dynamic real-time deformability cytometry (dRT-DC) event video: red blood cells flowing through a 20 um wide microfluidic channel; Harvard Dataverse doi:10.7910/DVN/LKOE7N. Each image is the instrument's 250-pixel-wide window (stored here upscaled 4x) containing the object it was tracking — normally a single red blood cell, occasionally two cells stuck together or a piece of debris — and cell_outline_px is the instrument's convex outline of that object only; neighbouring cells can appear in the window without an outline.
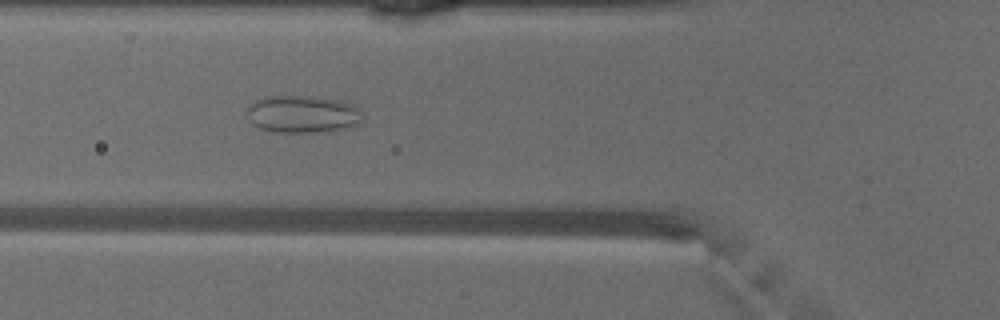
{"species": "common noctule bat (a hibernating species)", "species_latin": "Nyctalus noctula", "temperature_condition": "warm", "stored_images_in_passage": 45, "camera_frame_rate_fps": 3000, "um_per_image_px": 0.085, "animal": {"sex": "male", "body_mass_g": 18.8}, "frame": {"image": 1, "passage_image": 17, "time_ms": 5.333, "image_size_px": [1000, 320], "cell_outline_px": [[364, 120], [360, 124], [344, 128], [316, 132], [272, 132], [260, 128], [252, 124], [248, 116], [248, 108], [256, 100], [264, 96], [312, 96], [336, 100], [352, 104], [360, 108], [364, 116]], "centroid_in_image_um": [25.76, 9.7], "position_along_channel_um": 100.0, "area_um2": 25.26}}
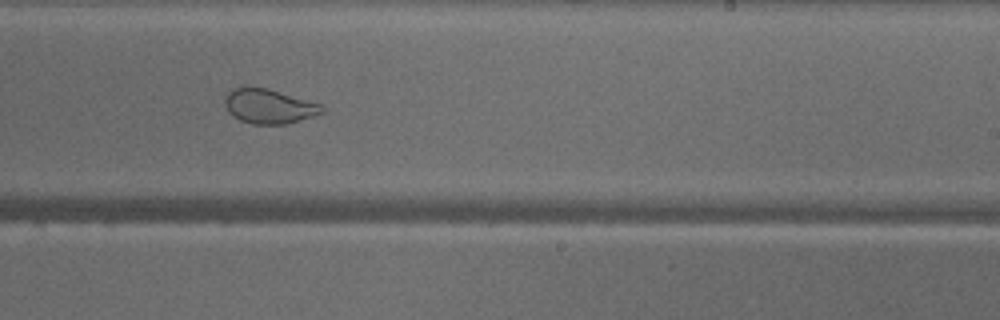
{"frame": {"image": 2, "passage_image": 29, "time_ms": 9.333, "image_size_px": [1000, 320], "cell_outline_px": [[324, 112], [312, 116], [284, 124], [252, 124], [240, 120], [232, 116], [228, 112], [224, 104], [224, 100], [228, 92], [232, 88], [244, 84], [248, 84], [268, 88], [320, 104], [324, 108]], "centroid_in_image_um": [22.77, 8.99], "position_along_channel_um": 266.2, "area_um2": 19.83}}
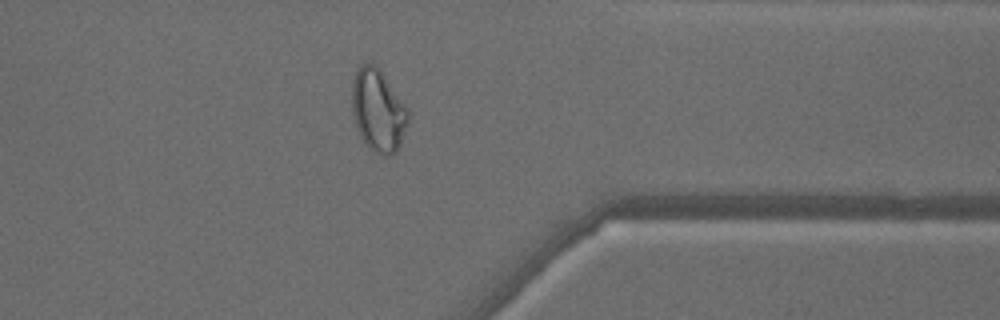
{"frame": {"image": 3, "passage_image": 38, "time_ms": 12.333, "image_size_px": [1000, 320], "cell_outline_px": [[408, 124], [400, 148], [392, 156], [380, 156], [368, 148], [356, 128], [352, 112], [352, 84], [356, 72], [360, 64], [372, 64], [380, 68], [408, 108]], "centroid_in_image_um": [32.16, 9.43], "position_along_channel_um": 379.2, "area_um2": 27.4}}